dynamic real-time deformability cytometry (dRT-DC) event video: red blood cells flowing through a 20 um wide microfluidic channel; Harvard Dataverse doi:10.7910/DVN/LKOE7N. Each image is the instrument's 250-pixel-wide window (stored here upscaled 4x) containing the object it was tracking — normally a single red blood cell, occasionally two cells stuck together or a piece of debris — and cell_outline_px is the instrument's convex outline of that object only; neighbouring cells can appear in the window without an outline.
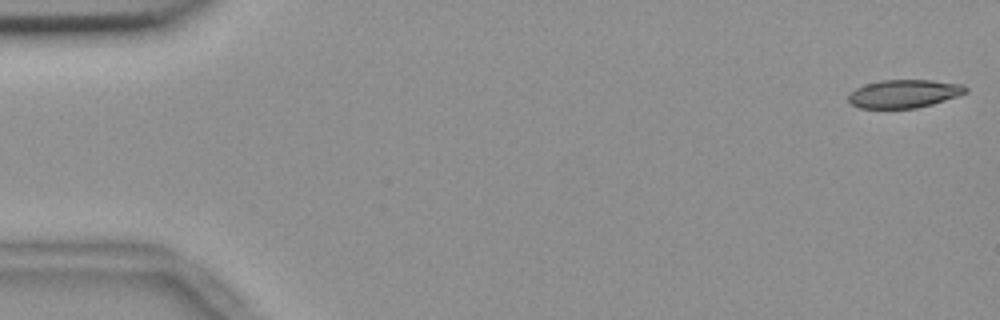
{"species": "common noctule bat (a hibernating species)", "species_latin": "Nyctalus noctula", "temperature_condition": "room temperature", "stored_images_in_passage": 49, "camera_frame_rate_fps": 3000, "um_per_image_px": 0.085, "animal": {"sex": "female", "body_mass_g": 18.4}, "frame": {"image": 1, "passage_image": 1, "time_ms": 0.0, "image_size_px": [1000, 320], "cell_outline_px": [[968, 92], [932, 104], [916, 108], [860, 108], [852, 104], [848, 100], [848, 96], [856, 88], [864, 84], [880, 80], [932, 80], [964, 84], [968, 88]], "centroid_in_image_um": [76.86, 7.95], "position_along_channel_um": 8.1, "area_um2": 19.25}}
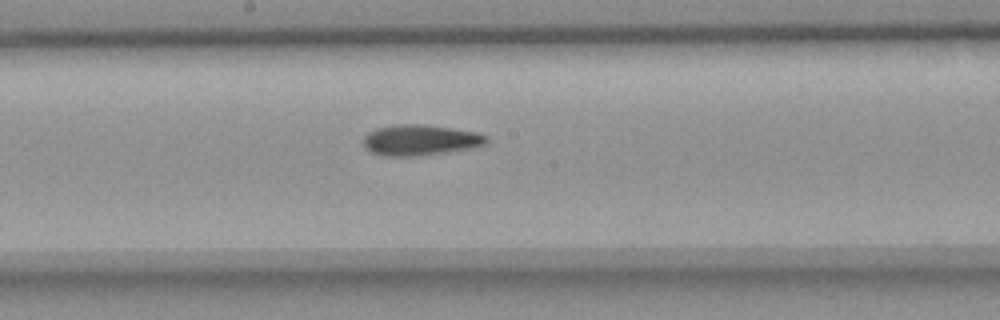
{"frame": {"image": 2, "passage_image": 29, "time_ms": 9.333, "image_size_px": [1000, 320], "cell_outline_px": [[488, 140], [484, 144], [472, 148], [420, 156], [384, 156], [372, 152], [364, 148], [364, 136], [368, 132], [376, 128], [396, 124], [420, 124], [452, 128], [476, 132], [488, 136]], "centroid_in_image_um": [35.7, 11.91], "position_along_channel_um": 212.5, "area_um2": 22.08}}
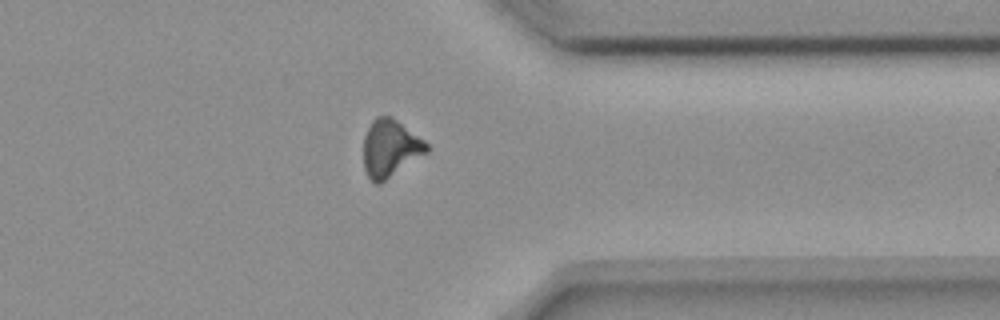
{"frame": {"image": 3, "passage_image": 43, "time_ms": 14.0, "image_size_px": [1000, 320], "cell_outline_px": [[428, 152], [380, 184], [376, 184], [368, 176], [364, 168], [364, 136], [372, 120], [376, 116], [392, 116], [424, 140], [428, 144]], "centroid_in_image_um": [33.17, 12.6], "position_along_channel_um": 378.2, "area_um2": 21.04}, "authors_computed_cell_mechanics": {"area_um2": 20.8658, "velocity_mm_per_s": 3.6832, "shape_relaxation_time_tau1_ms": null, "shape_relaxation_time_tau2_ms": 4.9064, "deformation_change_tau1": null, "deformation_change_tau2": 0.1419}}